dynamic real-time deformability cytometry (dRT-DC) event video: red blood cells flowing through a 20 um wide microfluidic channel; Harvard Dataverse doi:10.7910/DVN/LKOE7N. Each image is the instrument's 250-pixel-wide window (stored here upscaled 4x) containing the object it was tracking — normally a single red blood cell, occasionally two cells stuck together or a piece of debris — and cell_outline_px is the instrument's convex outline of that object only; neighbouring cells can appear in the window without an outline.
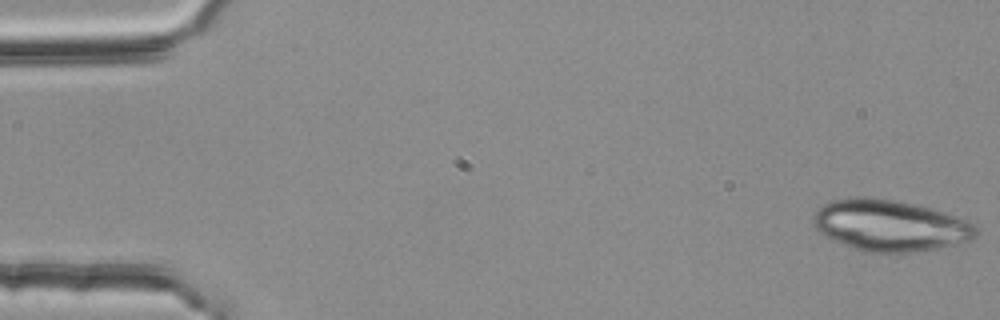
{"species": "common noctule bat (a hibernating species)", "species_latin": "Nyctalus noctula", "temperature_condition": "room temperature", "stored_images_in_passage": 52, "camera_frame_rate_fps": 3000, "um_per_image_px": 0.085, "animal": {"sex": "female", "body_mass_g": 25.1}, "frame": {"image": 1, "passage_image": 1, "time_ms": 0.0, "image_size_px": [1000, 320], "cell_outline_px": [[976, 236], [968, 240], [956, 244], [924, 252], [864, 252], [852, 248], [832, 240], [820, 232], [812, 224], [812, 216], [824, 204], [832, 200], [848, 196], [872, 196], [932, 208], [968, 220], [976, 224]], "centroid_in_image_um": [75.64, 19.16], "position_along_channel_um": 9.4, "area_um2": 49.07}}
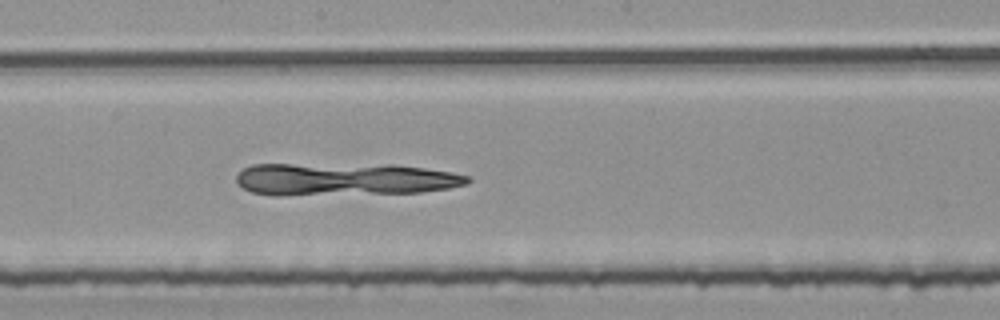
{"frame": {"image": 2, "passage_image": 29, "time_ms": 9.333, "image_size_px": [1000, 320], "cell_outline_px": [[472, 180], [468, 184], [448, 188], [420, 192], [284, 196], [276, 196], [252, 192], [244, 188], [236, 180], [236, 176], [244, 168], [252, 164], [392, 164], [424, 168], [452, 172], [468, 176]], "centroid_in_image_um": [29.28, 15.23], "position_along_channel_um": 218.9, "area_um2": 44.33}}
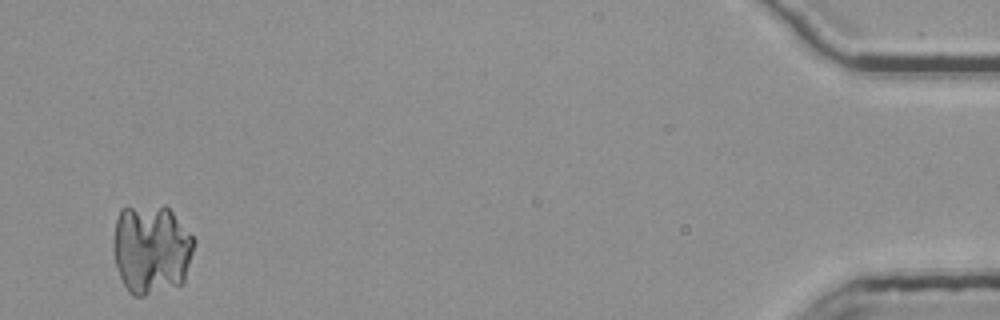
{"frame": {"image": 3, "passage_image": 52, "time_ms": 17.0, "image_size_px": [1000, 320], "cell_outline_px": [[196, 240], [184, 284], [144, 296], [132, 296], [128, 292], [116, 268], [112, 248], [116, 220], [120, 208], [164, 204], [172, 212]], "centroid_in_image_um": [12.86, 21.19], "position_along_channel_um": 422.3, "area_um2": 42.77}}